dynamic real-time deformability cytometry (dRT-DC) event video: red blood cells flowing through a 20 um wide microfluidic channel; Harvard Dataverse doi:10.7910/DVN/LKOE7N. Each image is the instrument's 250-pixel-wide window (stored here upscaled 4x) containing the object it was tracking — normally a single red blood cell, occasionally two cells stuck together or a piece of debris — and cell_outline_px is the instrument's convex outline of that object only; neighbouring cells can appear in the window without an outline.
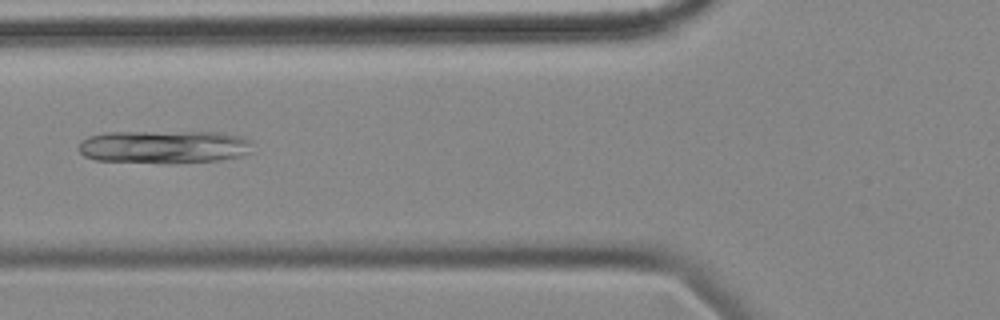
{"species": "common noctule bat (a hibernating species)", "species_latin": "Nyctalus noctula", "temperature_condition": "cold", "stored_images_in_passage": 44, "camera_frame_rate_fps": 3000, "um_per_image_px": 0.085, "animal": {"sex": "female", "body_mass_g": 18.4}, "frame": {"image": 1, "passage_image": 9, "time_ms": 2.667, "image_size_px": [1000, 320], "cell_outline_px": [[252, 152], [244, 156], [220, 160], [96, 160], [84, 156], [76, 148], [80, 140], [88, 136], [104, 132], [224, 132], [244, 136], [252, 140]], "centroid_in_image_um": [14.0, 12.42], "position_along_channel_um": 111.8, "area_um2": 32.71}}
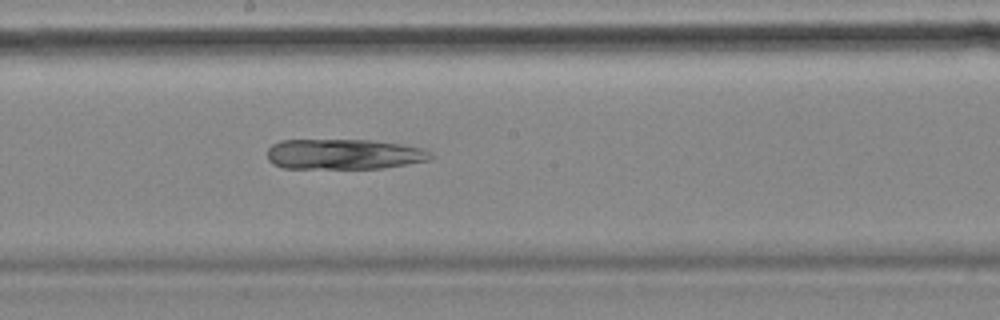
{"frame": {"image": 2, "passage_image": 18, "time_ms": 5.667, "image_size_px": [1000, 320], "cell_outline_px": [[436, 156], [432, 160], [384, 168], [284, 168], [272, 164], [268, 160], [268, 148], [272, 144], [280, 140], [372, 140], [400, 144], [424, 148], [432, 152]], "centroid_in_image_um": [29.28, 13.11], "position_along_channel_um": 218.9, "area_um2": 29.25}}
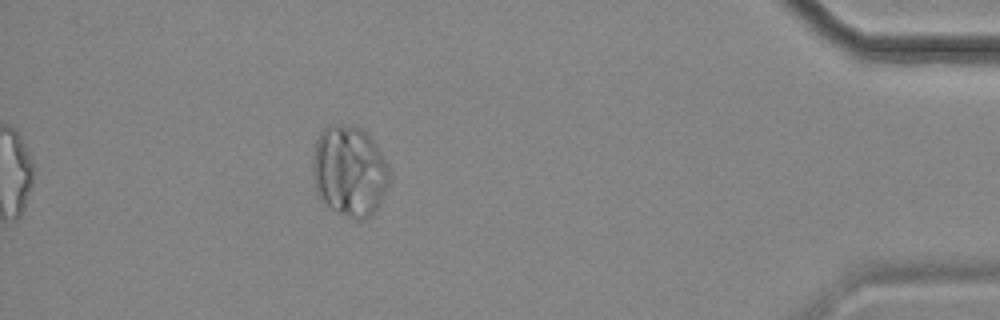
{"frame": {"image": 3, "passage_image": 38, "time_ms": 12.333, "image_size_px": [1000, 320], "cell_outline_px": [[392, 180], [372, 216], [364, 220], [356, 220], [332, 208], [320, 200], [316, 196], [312, 176], [312, 160], [316, 140], [320, 132], [328, 124], [340, 124], [360, 128], [376, 144], [388, 164], [392, 176]], "centroid_in_image_um": [29.7, 14.56], "position_along_channel_um": 405.5, "area_um2": 41.21}}